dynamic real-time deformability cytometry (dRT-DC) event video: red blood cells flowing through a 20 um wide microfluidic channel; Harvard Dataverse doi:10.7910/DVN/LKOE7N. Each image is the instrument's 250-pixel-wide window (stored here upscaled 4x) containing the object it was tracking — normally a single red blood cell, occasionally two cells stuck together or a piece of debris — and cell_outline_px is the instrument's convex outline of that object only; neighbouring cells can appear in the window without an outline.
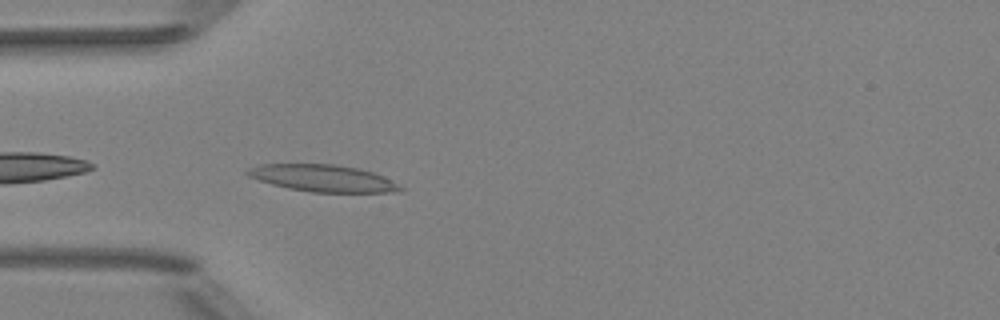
{"species": "Egyptian fruit bat (a non-hibernating species)", "species_latin": "Rousettus aegyptiacus", "temperature_condition": "room temperature", "stored_images_in_passage": 36, "camera_frame_rate_fps": 3000, "um_per_image_px": 0.085, "animal": {"sex": "female"}, "frame": {"image": 1, "passage_image": 2, "time_ms": 0.333, "image_size_px": [1000, 320], "cell_outline_px": [[404, 188], [400, 192], [312, 192], [288, 188], [272, 184], [248, 176], [244, 172], [248, 168], [260, 164], [332, 164], [360, 168], [372, 172]], "centroid_in_image_um": [27.39, 15.14], "position_along_channel_um": 57.6, "area_um2": 23.7}}
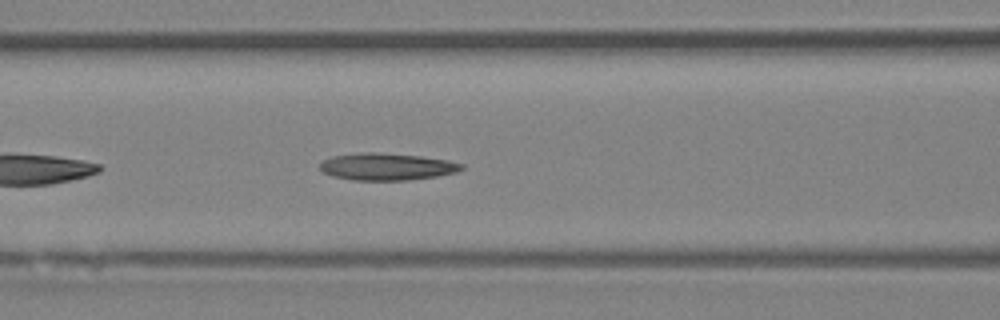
{"frame": {"image": 2, "passage_image": 8, "time_ms": 2.333, "image_size_px": [1000, 320], "cell_outline_px": [[464, 168], [456, 172], [436, 176], [408, 180], [352, 180], [332, 176], [324, 172], [320, 168], [320, 164], [324, 160], [332, 156], [368, 152], [376, 152], [420, 156], [448, 160], [464, 164]], "centroid_in_image_um": [32.89, 14.17], "position_along_channel_um": 133.7, "area_um2": 22.2}}
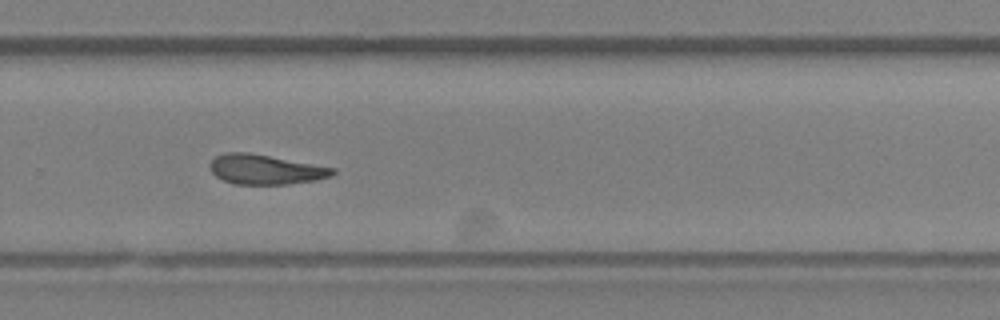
{"frame": {"image": 3, "passage_image": 21, "time_ms": 6.667, "image_size_px": [1000, 320], "cell_outline_px": [[336, 172], [332, 176], [316, 180], [288, 184], [232, 184], [216, 176], [212, 172], [208, 164], [216, 156], [224, 152], [248, 152], [336, 168]], "centroid_in_image_um": [22.55, 14.4], "position_along_channel_um": 307.2, "area_um2": 21.33}, "authors_computed_cell_mechanics": {"area_um2": 21.6461, "velocity_mm_per_s": 4.0249, "shape_relaxation_time_tau1_ms": null, "shape_relaxation_time_tau2_ms": 8.7513, "deformation_change_tau1": null, "deformation_change_tau2": 0.2053}}